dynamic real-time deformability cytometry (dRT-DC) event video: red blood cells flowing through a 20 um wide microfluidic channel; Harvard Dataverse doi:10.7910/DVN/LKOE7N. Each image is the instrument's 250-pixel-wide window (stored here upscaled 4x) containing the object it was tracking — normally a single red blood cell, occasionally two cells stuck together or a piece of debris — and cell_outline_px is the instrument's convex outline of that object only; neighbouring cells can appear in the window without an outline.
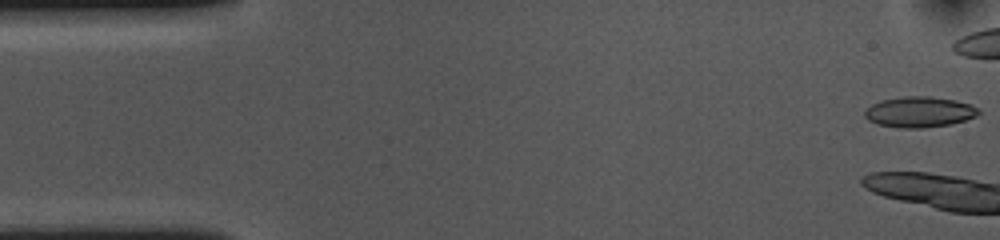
{"species": "common noctule bat (a hibernating species)", "species_latin": "Nyctalus noctula", "temperature_condition": "cold", "stored_images_in_passage": 6, "camera_frame_rate_fps": 3000, "um_per_image_px": 0.085, "animal": {"sex": "female", "body_mass_g": 10.0, "forearm_length_mm": 53.1}, "frame": {"image": 1, "passage_image": 1, "time_ms": 0.0, "image_size_px": [1000, 240], "cell_outline_px": [[980, 112], [976, 116], [952, 124], [920, 128], [900, 128], [876, 124], [868, 120], [864, 116], [864, 112], [872, 104], [880, 100], [904, 96], [928, 96], [956, 100], [972, 104]], "centroid_in_image_um": [78.13, 9.51], "position_along_channel_um": 6.9, "area_um2": 20.4}}